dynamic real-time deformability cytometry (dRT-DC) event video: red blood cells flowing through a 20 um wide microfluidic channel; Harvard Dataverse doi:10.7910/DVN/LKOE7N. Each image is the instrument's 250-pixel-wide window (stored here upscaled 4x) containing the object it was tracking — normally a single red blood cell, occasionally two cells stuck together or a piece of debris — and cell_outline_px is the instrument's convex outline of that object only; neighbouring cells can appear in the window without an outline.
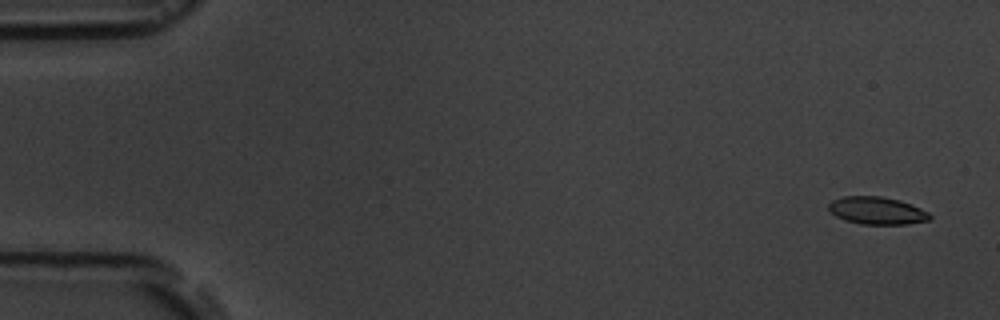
{"species": "common noctule bat (a hibernating species)", "species_latin": "Nyctalus noctula", "temperature_condition": "room temperature", "stored_images_in_passage": 5, "camera_frame_rate_fps": 3000, "um_per_image_px": 0.085, "animal": {"sex": "male", "body_mass_g": 19.5, "forearm_length_mm": 54.6}, "frame": {"image": 1, "passage_image": 1, "time_ms": 0.0, "image_size_px": [1000, 320], "cell_outline_px": [[932, 216], [928, 220], [908, 224], [860, 224], [844, 220], [836, 216], [828, 208], [828, 204], [832, 200], [844, 196], [880, 196], [900, 200], [920, 208], [928, 212]], "centroid_in_image_um": [74.53, 17.9], "position_along_channel_um": 10.5, "area_um2": 16.18}}
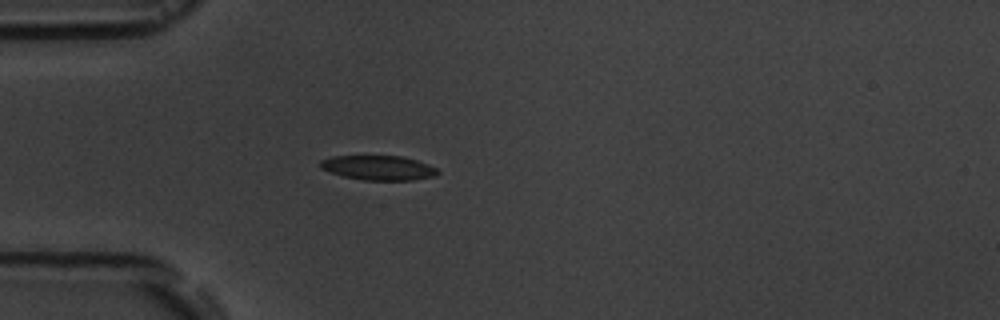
{"frame": {"image": 2, "passage_image": 5, "time_ms": 4.667, "image_size_px": [1000, 320], "cell_outline_px": [[440, 172], [436, 176], [412, 180], [364, 180], [344, 176], [320, 168], [320, 160], [332, 156], [404, 156], [428, 164], [436, 168]], "centroid_in_image_um": [32.2, 14.26], "position_along_channel_um": 52.8, "area_um2": 16.76}}